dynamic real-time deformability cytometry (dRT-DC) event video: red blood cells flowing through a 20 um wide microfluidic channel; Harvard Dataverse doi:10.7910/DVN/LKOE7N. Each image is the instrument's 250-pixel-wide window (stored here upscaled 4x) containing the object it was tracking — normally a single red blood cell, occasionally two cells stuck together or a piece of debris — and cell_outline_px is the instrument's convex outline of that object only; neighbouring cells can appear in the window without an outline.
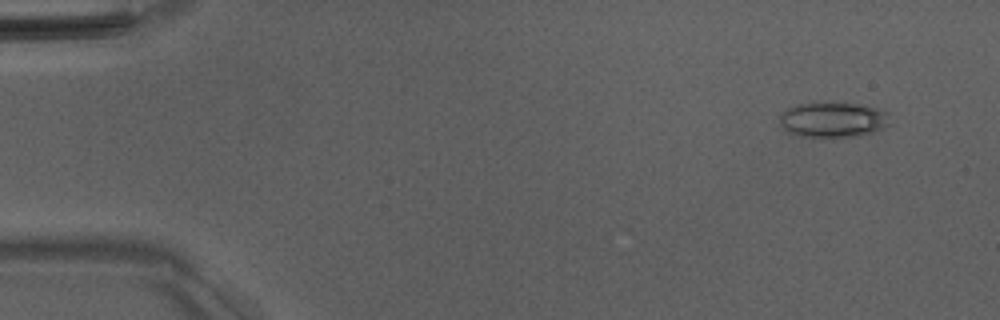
{"species": "Egyptian fruit bat (a non-hibernating species)", "species_latin": "Rousettus aegyptiacus", "temperature_condition": "room temperature", "stored_images_in_passage": 51, "camera_frame_rate_fps": 3000, "um_per_image_px": 0.085, "animal": {"sex": "male"}, "frame": {"image": 1, "passage_image": 4, "time_ms": 1.0, "image_size_px": [1000, 320], "cell_outline_px": [[888, 124], [872, 132], [860, 136], [796, 136], [788, 132], [780, 124], [780, 116], [788, 108], [796, 104], [832, 100], [860, 104], [876, 108], [888, 112]], "centroid_in_image_um": [70.78, 10.13], "position_along_channel_um": 14.2, "area_um2": 22.89}}
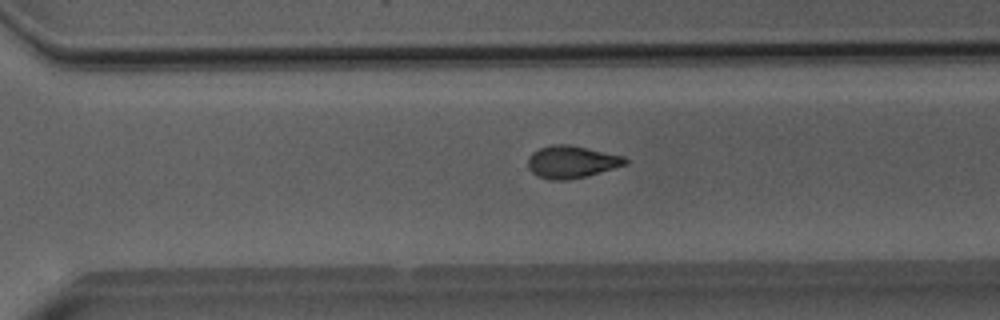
{"frame": {"image": 2, "passage_image": 36, "time_ms": 11.667, "image_size_px": [1000, 320], "cell_outline_px": [[628, 164], [588, 176], [568, 180], [548, 180], [536, 176], [528, 168], [528, 156], [532, 152], [540, 148], [552, 144], [568, 144], [624, 156], [628, 160]], "centroid_in_image_um": [48.57, 13.77], "position_along_channel_um": 322.0, "area_um2": 18.55}}
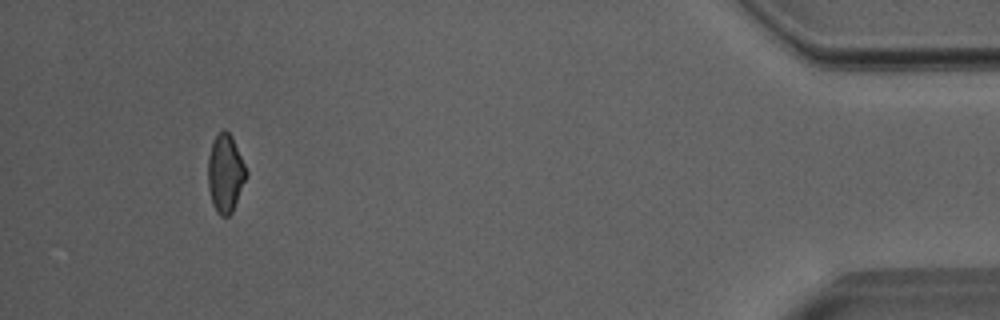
{"frame": {"image": 3, "passage_image": 48, "time_ms": 15.667, "image_size_px": [1000, 320], "cell_outline_px": [[248, 176], [232, 212], [228, 216], [220, 216], [216, 212], [212, 204], [208, 188], [208, 156], [212, 140], [224, 128], [232, 136], [248, 172]], "centroid_in_image_um": [19.15, 14.74], "position_along_channel_um": 416.0, "area_um2": 17.63}, "authors_computed_cell_mechanics": {"area_um2": 18.6116, "velocity_mm_per_s": 4.04, "shape_relaxation_time_tau1_ms": 11.2404, "shape_relaxation_time_tau2_ms": 2.7814, "deformation_change_tau1": 0.216, "deformation_change_tau2": 0.0795}}